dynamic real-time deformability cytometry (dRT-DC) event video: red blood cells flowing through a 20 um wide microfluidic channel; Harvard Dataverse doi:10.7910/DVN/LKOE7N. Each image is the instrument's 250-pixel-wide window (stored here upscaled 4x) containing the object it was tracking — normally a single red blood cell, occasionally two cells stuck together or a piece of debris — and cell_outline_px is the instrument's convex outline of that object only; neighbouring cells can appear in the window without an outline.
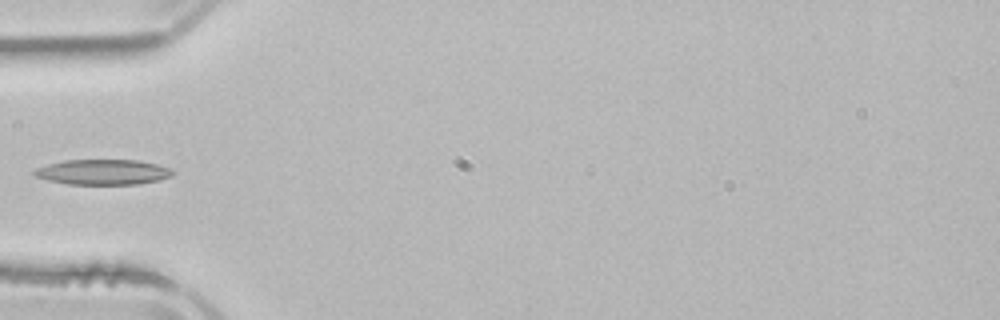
{"species": "common noctule bat (a hibernating species)", "species_latin": "Nyctalus noctula", "temperature_condition": "room temperature", "stored_images_in_passage": 3, "camera_frame_rate_fps": 3000, "um_per_image_px": 0.085, "animal": {"sex": "male", "body_mass_g": 21.5, "forearm_length_mm": 52.0}, "frame": {"image": 1, "passage_image": 3, "time_ms": 3.0, "image_size_px": [1000, 320], "cell_outline_px": [[172, 176], [160, 180], [136, 184], [68, 184], [48, 180], [36, 176], [32, 172], [36, 168], [48, 164], [64, 160], [136, 160], [156, 164], [168, 168], [172, 172]], "centroid_in_image_um": [8.72, 14.62], "position_along_channel_um": 76.3, "area_um2": 20.17}}